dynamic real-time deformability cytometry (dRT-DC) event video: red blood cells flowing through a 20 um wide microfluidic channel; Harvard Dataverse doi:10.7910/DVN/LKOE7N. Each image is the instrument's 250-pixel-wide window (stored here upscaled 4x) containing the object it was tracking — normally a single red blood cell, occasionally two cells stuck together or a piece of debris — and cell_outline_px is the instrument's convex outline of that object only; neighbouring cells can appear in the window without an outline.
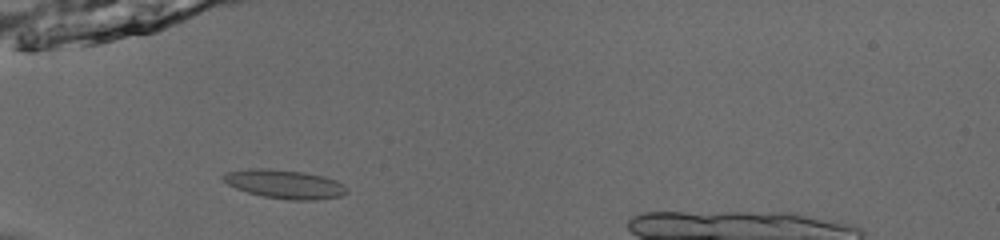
{"species": "common noctule bat (a hibernating species)", "species_latin": "Nyctalus noctula", "temperature_condition": "room temperature", "stored_images_in_passage": 38, "camera_frame_rate_fps": 3000, "um_per_image_px": 0.085, "animal": {"sex": "male", "body_mass_g": 13.0, "forearm_length_mm": 53.1}, "frame": {"image": 1, "passage_image": 6, "time_ms": 1.667, "image_size_px": [1000, 240], "cell_outline_px": [[348, 192], [340, 196], [316, 200], [288, 200], [264, 196], [248, 192], [236, 188], [228, 184], [220, 176], [224, 172], [248, 168], [268, 168], [304, 172], [324, 176], [336, 180], [344, 184], [348, 188]], "centroid_in_image_um": [24.2, 15.64], "position_along_channel_um": 60.8, "area_um2": 20.92}}
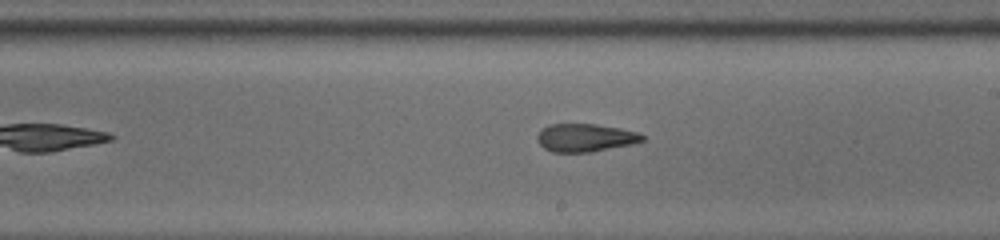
{"frame": {"image": 2, "passage_image": 20, "time_ms": 6.333, "image_size_px": [1000, 240], "cell_outline_px": [[644, 140], [632, 144], [592, 152], [552, 152], [544, 148], [536, 140], [536, 136], [548, 124], [596, 124], [620, 128], [636, 132], [644, 136]], "centroid_in_image_um": [49.73, 11.71], "position_along_channel_um": 239.3, "area_um2": 17.11}}
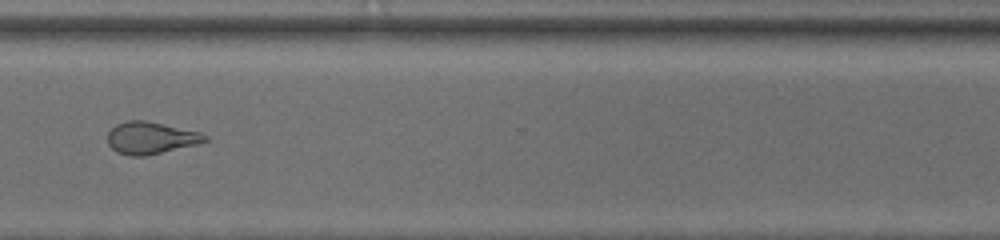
{"frame": {"image": 3, "passage_image": 29, "time_ms": 9.333, "image_size_px": [1000, 240], "cell_outline_px": [[208, 140], [196, 144], [144, 156], [128, 156], [116, 152], [108, 144], [108, 132], [116, 124], [128, 120], [144, 120], [200, 132], [208, 136]], "centroid_in_image_um": [12.78, 11.72], "position_along_channel_um": 357.8, "area_um2": 18.03}}